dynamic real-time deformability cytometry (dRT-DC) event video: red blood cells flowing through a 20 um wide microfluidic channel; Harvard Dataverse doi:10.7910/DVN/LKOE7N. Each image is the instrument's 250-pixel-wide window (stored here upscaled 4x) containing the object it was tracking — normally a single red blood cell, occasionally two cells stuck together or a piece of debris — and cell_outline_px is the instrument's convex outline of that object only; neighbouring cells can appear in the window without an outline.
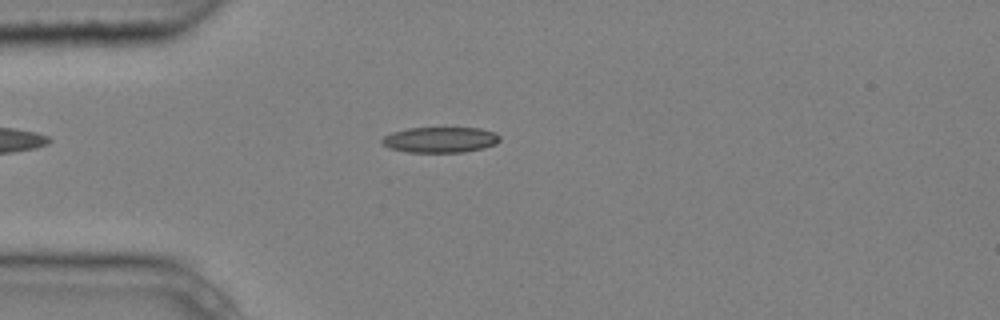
{"species": "common noctule bat (a hibernating species)", "species_latin": "Nyctalus noctula", "temperature_condition": "cold", "stored_images_in_passage": 4, "camera_frame_rate_fps": 3000, "um_per_image_px": 0.085, "animal": {"sex": "male", "body_mass_g": 20.4}, "frame": {"image": 1, "passage_image": 4, "time_ms": 1.0, "image_size_px": [1000, 320], "cell_outline_px": [[500, 140], [496, 144], [484, 148], [464, 152], [408, 152], [388, 148], [380, 140], [384, 136], [392, 132], [408, 128], [480, 128], [496, 132], [500, 136]], "centroid_in_image_um": [37.44, 11.88], "position_along_channel_um": 47.6, "area_um2": 17.69}}